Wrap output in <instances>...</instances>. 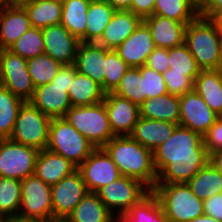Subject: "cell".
Here are the masks:
<instances>
[{"instance_id":"53","label":"cell","mask_w":222,"mask_h":222,"mask_svg":"<svg viewBox=\"0 0 222 222\" xmlns=\"http://www.w3.org/2000/svg\"><path fill=\"white\" fill-rule=\"evenodd\" d=\"M189 222H218V221L208 215L203 214L201 217L194 218Z\"/></svg>"},{"instance_id":"8","label":"cell","mask_w":222,"mask_h":222,"mask_svg":"<svg viewBox=\"0 0 222 222\" xmlns=\"http://www.w3.org/2000/svg\"><path fill=\"white\" fill-rule=\"evenodd\" d=\"M51 118L25 101L19 109L10 140L44 150L48 144Z\"/></svg>"},{"instance_id":"60","label":"cell","mask_w":222,"mask_h":222,"mask_svg":"<svg viewBox=\"0 0 222 222\" xmlns=\"http://www.w3.org/2000/svg\"><path fill=\"white\" fill-rule=\"evenodd\" d=\"M10 5H12V0H6Z\"/></svg>"},{"instance_id":"17","label":"cell","mask_w":222,"mask_h":222,"mask_svg":"<svg viewBox=\"0 0 222 222\" xmlns=\"http://www.w3.org/2000/svg\"><path fill=\"white\" fill-rule=\"evenodd\" d=\"M68 86L50 83L40 85L34 89V94L29 102L50 118L64 117L72 107Z\"/></svg>"},{"instance_id":"22","label":"cell","mask_w":222,"mask_h":222,"mask_svg":"<svg viewBox=\"0 0 222 222\" xmlns=\"http://www.w3.org/2000/svg\"><path fill=\"white\" fill-rule=\"evenodd\" d=\"M77 170V166L63 156L47 149L40 150L36 162L34 175L50 186L57 184L64 177Z\"/></svg>"},{"instance_id":"6","label":"cell","mask_w":222,"mask_h":222,"mask_svg":"<svg viewBox=\"0 0 222 222\" xmlns=\"http://www.w3.org/2000/svg\"><path fill=\"white\" fill-rule=\"evenodd\" d=\"M64 118L96 148L114 137L103 101L90 106H72Z\"/></svg>"},{"instance_id":"54","label":"cell","mask_w":222,"mask_h":222,"mask_svg":"<svg viewBox=\"0 0 222 222\" xmlns=\"http://www.w3.org/2000/svg\"><path fill=\"white\" fill-rule=\"evenodd\" d=\"M1 222H42V221H27V220H20L17 218H1Z\"/></svg>"},{"instance_id":"59","label":"cell","mask_w":222,"mask_h":222,"mask_svg":"<svg viewBox=\"0 0 222 222\" xmlns=\"http://www.w3.org/2000/svg\"><path fill=\"white\" fill-rule=\"evenodd\" d=\"M221 56H222V37H221ZM222 69V67H221Z\"/></svg>"},{"instance_id":"26","label":"cell","mask_w":222,"mask_h":222,"mask_svg":"<svg viewBox=\"0 0 222 222\" xmlns=\"http://www.w3.org/2000/svg\"><path fill=\"white\" fill-rule=\"evenodd\" d=\"M140 117L179 124V96L165 94L157 98H147L140 106Z\"/></svg>"},{"instance_id":"49","label":"cell","mask_w":222,"mask_h":222,"mask_svg":"<svg viewBox=\"0 0 222 222\" xmlns=\"http://www.w3.org/2000/svg\"><path fill=\"white\" fill-rule=\"evenodd\" d=\"M155 1L156 0H133L129 10L144 19L153 15Z\"/></svg>"},{"instance_id":"45","label":"cell","mask_w":222,"mask_h":222,"mask_svg":"<svg viewBox=\"0 0 222 222\" xmlns=\"http://www.w3.org/2000/svg\"><path fill=\"white\" fill-rule=\"evenodd\" d=\"M145 66L163 74L169 69L168 49L156 47L148 56Z\"/></svg>"},{"instance_id":"15","label":"cell","mask_w":222,"mask_h":222,"mask_svg":"<svg viewBox=\"0 0 222 222\" xmlns=\"http://www.w3.org/2000/svg\"><path fill=\"white\" fill-rule=\"evenodd\" d=\"M44 54L62 65L75 64L80 40L72 35L62 24L42 29Z\"/></svg>"},{"instance_id":"40","label":"cell","mask_w":222,"mask_h":222,"mask_svg":"<svg viewBox=\"0 0 222 222\" xmlns=\"http://www.w3.org/2000/svg\"><path fill=\"white\" fill-rule=\"evenodd\" d=\"M171 72L185 73L193 82L201 69L185 44L168 49Z\"/></svg>"},{"instance_id":"24","label":"cell","mask_w":222,"mask_h":222,"mask_svg":"<svg viewBox=\"0 0 222 222\" xmlns=\"http://www.w3.org/2000/svg\"><path fill=\"white\" fill-rule=\"evenodd\" d=\"M179 124L140 117L131 137L152 152L168 140Z\"/></svg>"},{"instance_id":"46","label":"cell","mask_w":222,"mask_h":222,"mask_svg":"<svg viewBox=\"0 0 222 222\" xmlns=\"http://www.w3.org/2000/svg\"><path fill=\"white\" fill-rule=\"evenodd\" d=\"M203 212L218 222H222V192L203 201Z\"/></svg>"},{"instance_id":"35","label":"cell","mask_w":222,"mask_h":222,"mask_svg":"<svg viewBox=\"0 0 222 222\" xmlns=\"http://www.w3.org/2000/svg\"><path fill=\"white\" fill-rule=\"evenodd\" d=\"M111 93L128 99L139 107L146 100L144 77H141L139 67H130Z\"/></svg>"},{"instance_id":"44","label":"cell","mask_w":222,"mask_h":222,"mask_svg":"<svg viewBox=\"0 0 222 222\" xmlns=\"http://www.w3.org/2000/svg\"><path fill=\"white\" fill-rule=\"evenodd\" d=\"M203 143L209 155L222 149V117H219L203 135Z\"/></svg>"},{"instance_id":"30","label":"cell","mask_w":222,"mask_h":222,"mask_svg":"<svg viewBox=\"0 0 222 222\" xmlns=\"http://www.w3.org/2000/svg\"><path fill=\"white\" fill-rule=\"evenodd\" d=\"M186 184L196 197L204 201L222 192V172L209 161Z\"/></svg>"},{"instance_id":"5","label":"cell","mask_w":222,"mask_h":222,"mask_svg":"<svg viewBox=\"0 0 222 222\" xmlns=\"http://www.w3.org/2000/svg\"><path fill=\"white\" fill-rule=\"evenodd\" d=\"M95 148L64 117L51 118L47 150L63 156L78 167Z\"/></svg>"},{"instance_id":"21","label":"cell","mask_w":222,"mask_h":222,"mask_svg":"<svg viewBox=\"0 0 222 222\" xmlns=\"http://www.w3.org/2000/svg\"><path fill=\"white\" fill-rule=\"evenodd\" d=\"M149 27L156 47L170 49L184 44L185 30L189 23H181L158 15L143 19Z\"/></svg>"},{"instance_id":"1","label":"cell","mask_w":222,"mask_h":222,"mask_svg":"<svg viewBox=\"0 0 222 222\" xmlns=\"http://www.w3.org/2000/svg\"><path fill=\"white\" fill-rule=\"evenodd\" d=\"M209 159L203 136L179 125L170 138L153 151L156 183H187Z\"/></svg>"},{"instance_id":"47","label":"cell","mask_w":222,"mask_h":222,"mask_svg":"<svg viewBox=\"0 0 222 222\" xmlns=\"http://www.w3.org/2000/svg\"><path fill=\"white\" fill-rule=\"evenodd\" d=\"M200 16L219 21L222 18V0H205L200 6Z\"/></svg>"},{"instance_id":"37","label":"cell","mask_w":222,"mask_h":222,"mask_svg":"<svg viewBox=\"0 0 222 222\" xmlns=\"http://www.w3.org/2000/svg\"><path fill=\"white\" fill-rule=\"evenodd\" d=\"M127 214L135 222H165L166 217L157 196L150 190Z\"/></svg>"},{"instance_id":"31","label":"cell","mask_w":222,"mask_h":222,"mask_svg":"<svg viewBox=\"0 0 222 222\" xmlns=\"http://www.w3.org/2000/svg\"><path fill=\"white\" fill-rule=\"evenodd\" d=\"M113 214L97 193L88 192L66 219L67 222H111Z\"/></svg>"},{"instance_id":"14","label":"cell","mask_w":222,"mask_h":222,"mask_svg":"<svg viewBox=\"0 0 222 222\" xmlns=\"http://www.w3.org/2000/svg\"><path fill=\"white\" fill-rule=\"evenodd\" d=\"M179 125L204 135L219 116L194 90L179 96Z\"/></svg>"},{"instance_id":"2","label":"cell","mask_w":222,"mask_h":222,"mask_svg":"<svg viewBox=\"0 0 222 222\" xmlns=\"http://www.w3.org/2000/svg\"><path fill=\"white\" fill-rule=\"evenodd\" d=\"M118 167L122 176L139 180L149 190L157 181L153 152L131 136H114L102 147Z\"/></svg>"},{"instance_id":"58","label":"cell","mask_w":222,"mask_h":222,"mask_svg":"<svg viewBox=\"0 0 222 222\" xmlns=\"http://www.w3.org/2000/svg\"><path fill=\"white\" fill-rule=\"evenodd\" d=\"M54 222H67L66 220H56Z\"/></svg>"},{"instance_id":"43","label":"cell","mask_w":222,"mask_h":222,"mask_svg":"<svg viewBox=\"0 0 222 222\" xmlns=\"http://www.w3.org/2000/svg\"><path fill=\"white\" fill-rule=\"evenodd\" d=\"M169 94L182 96L193 91L194 82L185 73L171 72V68L163 74Z\"/></svg>"},{"instance_id":"18","label":"cell","mask_w":222,"mask_h":222,"mask_svg":"<svg viewBox=\"0 0 222 222\" xmlns=\"http://www.w3.org/2000/svg\"><path fill=\"white\" fill-rule=\"evenodd\" d=\"M156 48L149 27L142 21L136 30L115 50L130 67L145 65Z\"/></svg>"},{"instance_id":"42","label":"cell","mask_w":222,"mask_h":222,"mask_svg":"<svg viewBox=\"0 0 222 222\" xmlns=\"http://www.w3.org/2000/svg\"><path fill=\"white\" fill-rule=\"evenodd\" d=\"M141 77H144V94L147 98H157L168 93L163 75L148 66L139 67Z\"/></svg>"},{"instance_id":"27","label":"cell","mask_w":222,"mask_h":222,"mask_svg":"<svg viewBox=\"0 0 222 222\" xmlns=\"http://www.w3.org/2000/svg\"><path fill=\"white\" fill-rule=\"evenodd\" d=\"M105 92L101 85L89 76L79 73L75 66V76L68 90L72 106H90L104 101Z\"/></svg>"},{"instance_id":"52","label":"cell","mask_w":222,"mask_h":222,"mask_svg":"<svg viewBox=\"0 0 222 222\" xmlns=\"http://www.w3.org/2000/svg\"><path fill=\"white\" fill-rule=\"evenodd\" d=\"M111 222H135L127 213L125 214H114L112 216Z\"/></svg>"},{"instance_id":"9","label":"cell","mask_w":222,"mask_h":222,"mask_svg":"<svg viewBox=\"0 0 222 222\" xmlns=\"http://www.w3.org/2000/svg\"><path fill=\"white\" fill-rule=\"evenodd\" d=\"M38 153L34 147L0 139V177L23 180L34 175Z\"/></svg>"},{"instance_id":"29","label":"cell","mask_w":222,"mask_h":222,"mask_svg":"<svg viewBox=\"0 0 222 222\" xmlns=\"http://www.w3.org/2000/svg\"><path fill=\"white\" fill-rule=\"evenodd\" d=\"M91 0H62L61 23L80 42H86V18Z\"/></svg>"},{"instance_id":"50","label":"cell","mask_w":222,"mask_h":222,"mask_svg":"<svg viewBox=\"0 0 222 222\" xmlns=\"http://www.w3.org/2000/svg\"><path fill=\"white\" fill-rule=\"evenodd\" d=\"M108 2L115 10H129L133 0H103Z\"/></svg>"},{"instance_id":"56","label":"cell","mask_w":222,"mask_h":222,"mask_svg":"<svg viewBox=\"0 0 222 222\" xmlns=\"http://www.w3.org/2000/svg\"><path fill=\"white\" fill-rule=\"evenodd\" d=\"M31 0H12V5H22L23 3Z\"/></svg>"},{"instance_id":"11","label":"cell","mask_w":222,"mask_h":222,"mask_svg":"<svg viewBox=\"0 0 222 222\" xmlns=\"http://www.w3.org/2000/svg\"><path fill=\"white\" fill-rule=\"evenodd\" d=\"M0 85L22 100L29 101L35 87L28 72L27 59L8 49H1Z\"/></svg>"},{"instance_id":"12","label":"cell","mask_w":222,"mask_h":222,"mask_svg":"<svg viewBox=\"0 0 222 222\" xmlns=\"http://www.w3.org/2000/svg\"><path fill=\"white\" fill-rule=\"evenodd\" d=\"M77 170L88 192L95 193L121 176L118 167L102 147L95 148Z\"/></svg>"},{"instance_id":"10","label":"cell","mask_w":222,"mask_h":222,"mask_svg":"<svg viewBox=\"0 0 222 222\" xmlns=\"http://www.w3.org/2000/svg\"><path fill=\"white\" fill-rule=\"evenodd\" d=\"M149 191L139 180L121 175L114 182L100 188L96 193L100 201L113 215L115 208L118 210L117 214L121 215L127 213Z\"/></svg>"},{"instance_id":"39","label":"cell","mask_w":222,"mask_h":222,"mask_svg":"<svg viewBox=\"0 0 222 222\" xmlns=\"http://www.w3.org/2000/svg\"><path fill=\"white\" fill-rule=\"evenodd\" d=\"M12 53L30 59L44 54V40L42 29L30 27L20 38L9 48Z\"/></svg>"},{"instance_id":"16","label":"cell","mask_w":222,"mask_h":222,"mask_svg":"<svg viewBox=\"0 0 222 222\" xmlns=\"http://www.w3.org/2000/svg\"><path fill=\"white\" fill-rule=\"evenodd\" d=\"M103 102L114 136H130L140 118L139 107L128 99L111 92L105 94Z\"/></svg>"},{"instance_id":"32","label":"cell","mask_w":222,"mask_h":222,"mask_svg":"<svg viewBox=\"0 0 222 222\" xmlns=\"http://www.w3.org/2000/svg\"><path fill=\"white\" fill-rule=\"evenodd\" d=\"M116 10L103 0H91L86 18V42H97Z\"/></svg>"},{"instance_id":"20","label":"cell","mask_w":222,"mask_h":222,"mask_svg":"<svg viewBox=\"0 0 222 222\" xmlns=\"http://www.w3.org/2000/svg\"><path fill=\"white\" fill-rule=\"evenodd\" d=\"M75 66L79 73L89 76L104 91L106 48L96 42H80Z\"/></svg>"},{"instance_id":"19","label":"cell","mask_w":222,"mask_h":222,"mask_svg":"<svg viewBox=\"0 0 222 222\" xmlns=\"http://www.w3.org/2000/svg\"><path fill=\"white\" fill-rule=\"evenodd\" d=\"M143 19L130 10H116L111 21L96 42L108 50H115L141 24Z\"/></svg>"},{"instance_id":"7","label":"cell","mask_w":222,"mask_h":222,"mask_svg":"<svg viewBox=\"0 0 222 222\" xmlns=\"http://www.w3.org/2000/svg\"><path fill=\"white\" fill-rule=\"evenodd\" d=\"M21 190L17 219L53 222L51 186L31 175L21 180Z\"/></svg>"},{"instance_id":"34","label":"cell","mask_w":222,"mask_h":222,"mask_svg":"<svg viewBox=\"0 0 222 222\" xmlns=\"http://www.w3.org/2000/svg\"><path fill=\"white\" fill-rule=\"evenodd\" d=\"M24 102L0 85V139L10 138L19 109Z\"/></svg>"},{"instance_id":"38","label":"cell","mask_w":222,"mask_h":222,"mask_svg":"<svg viewBox=\"0 0 222 222\" xmlns=\"http://www.w3.org/2000/svg\"><path fill=\"white\" fill-rule=\"evenodd\" d=\"M62 64L46 54L27 59L28 72L34 87L50 83Z\"/></svg>"},{"instance_id":"13","label":"cell","mask_w":222,"mask_h":222,"mask_svg":"<svg viewBox=\"0 0 222 222\" xmlns=\"http://www.w3.org/2000/svg\"><path fill=\"white\" fill-rule=\"evenodd\" d=\"M87 193L85 182L78 170L52 185L53 222L66 220Z\"/></svg>"},{"instance_id":"3","label":"cell","mask_w":222,"mask_h":222,"mask_svg":"<svg viewBox=\"0 0 222 222\" xmlns=\"http://www.w3.org/2000/svg\"><path fill=\"white\" fill-rule=\"evenodd\" d=\"M222 28L217 20L200 15L185 30L184 44L201 70H218L222 67Z\"/></svg>"},{"instance_id":"51","label":"cell","mask_w":222,"mask_h":222,"mask_svg":"<svg viewBox=\"0 0 222 222\" xmlns=\"http://www.w3.org/2000/svg\"><path fill=\"white\" fill-rule=\"evenodd\" d=\"M209 161L222 172V149L212 152Z\"/></svg>"},{"instance_id":"61","label":"cell","mask_w":222,"mask_h":222,"mask_svg":"<svg viewBox=\"0 0 222 222\" xmlns=\"http://www.w3.org/2000/svg\"><path fill=\"white\" fill-rule=\"evenodd\" d=\"M219 23H220L221 28H222V18L219 20Z\"/></svg>"},{"instance_id":"41","label":"cell","mask_w":222,"mask_h":222,"mask_svg":"<svg viewBox=\"0 0 222 222\" xmlns=\"http://www.w3.org/2000/svg\"><path fill=\"white\" fill-rule=\"evenodd\" d=\"M130 66L119 56L116 50L106 49V67L104 92H112Z\"/></svg>"},{"instance_id":"48","label":"cell","mask_w":222,"mask_h":222,"mask_svg":"<svg viewBox=\"0 0 222 222\" xmlns=\"http://www.w3.org/2000/svg\"><path fill=\"white\" fill-rule=\"evenodd\" d=\"M75 76V64L62 65L51 83L60 86H71Z\"/></svg>"},{"instance_id":"57","label":"cell","mask_w":222,"mask_h":222,"mask_svg":"<svg viewBox=\"0 0 222 222\" xmlns=\"http://www.w3.org/2000/svg\"><path fill=\"white\" fill-rule=\"evenodd\" d=\"M194 1L199 7L205 2V0H192Z\"/></svg>"},{"instance_id":"25","label":"cell","mask_w":222,"mask_h":222,"mask_svg":"<svg viewBox=\"0 0 222 222\" xmlns=\"http://www.w3.org/2000/svg\"><path fill=\"white\" fill-rule=\"evenodd\" d=\"M193 90L219 117H222V69L201 70L194 80Z\"/></svg>"},{"instance_id":"36","label":"cell","mask_w":222,"mask_h":222,"mask_svg":"<svg viewBox=\"0 0 222 222\" xmlns=\"http://www.w3.org/2000/svg\"><path fill=\"white\" fill-rule=\"evenodd\" d=\"M21 193V180L0 177V218H17Z\"/></svg>"},{"instance_id":"23","label":"cell","mask_w":222,"mask_h":222,"mask_svg":"<svg viewBox=\"0 0 222 222\" xmlns=\"http://www.w3.org/2000/svg\"><path fill=\"white\" fill-rule=\"evenodd\" d=\"M31 27L22 5H8L0 12V50L8 49Z\"/></svg>"},{"instance_id":"28","label":"cell","mask_w":222,"mask_h":222,"mask_svg":"<svg viewBox=\"0 0 222 222\" xmlns=\"http://www.w3.org/2000/svg\"><path fill=\"white\" fill-rule=\"evenodd\" d=\"M32 27L46 28L61 23L62 0H31L22 4Z\"/></svg>"},{"instance_id":"33","label":"cell","mask_w":222,"mask_h":222,"mask_svg":"<svg viewBox=\"0 0 222 222\" xmlns=\"http://www.w3.org/2000/svg\"><path fill=\"white\" fill-rule=\"evenodd\" d=\"M153 15L190 23L200 15V7L192 0H156Z\"/></svg>"},{"instance_id":"55","label":"cell","mask_w":222,"mask_h":222,"mask_svg":"<svg viewBox=\"0 0 222 222\" xmlns=\"http://www.w3.org/2000/svg\"><path fill=\"white\" fill-rule=\"evenodd\" d=\"M9 3L6 0H0V12L5 9Z\"/></svg>"},{"instance_id":"4","label":"cell","mask_w":222,"mask_h":222,"mask_svg":"<svg viewBox=\"0 0 222 222\" xmlns=\"http://www.w3.org/2000/svg\"><path fill=\"white\" fill-rule=\"evenodd\" d=\"M152 192L168 221L189 222L204 214L203 200L196 197L186 183H156Z\"/></svg>"}]
</instances>
